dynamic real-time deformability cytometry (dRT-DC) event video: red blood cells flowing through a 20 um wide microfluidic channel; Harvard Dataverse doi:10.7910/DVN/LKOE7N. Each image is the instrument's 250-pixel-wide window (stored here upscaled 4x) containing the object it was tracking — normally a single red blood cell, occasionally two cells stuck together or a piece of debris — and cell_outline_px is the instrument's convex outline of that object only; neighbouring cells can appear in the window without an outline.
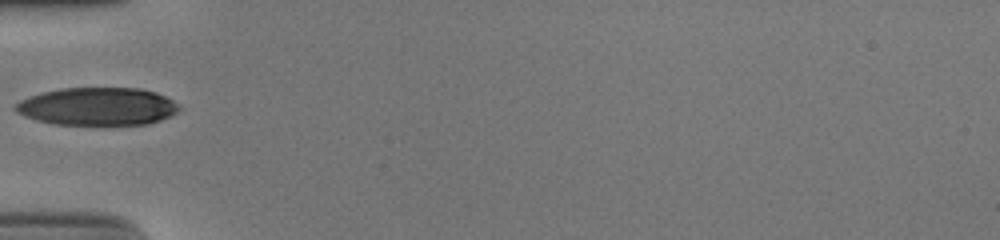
{"species": "human", "species_latin": "Homo sapiens", "temperature_condition": "cold", "stored_images_in_passage": 35, "camera_frame_rate_fps": 3000, "um_per_image_px": 0.085, "donor": {"sex": "male"}, "frame": {"image": 1, "passage_image": 1, "time_ms": 0.0, "image_size_px": [1000, 240], "cell_outline_px": [[180, 108], [176, 112], [160, 120], [148, 124], [56, 124], [36, 120], [24, 116], [16, 112], [12, 108], [20, 100], [28, 96], [60, 88], [140, 88], [156, 92], [172, 100]], "centroid_in_image_um": [8.24, 9.04], "position_along_channel_um": 76.8, "area_um2": 35.89}}
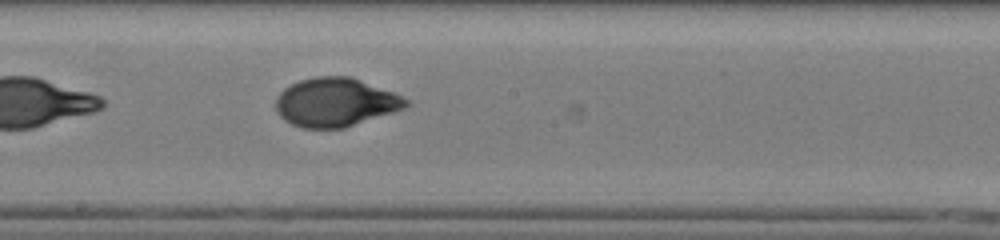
{"frame": {"image": 2, "passage_image": 12, "time_ms": 3.667, "image_size_px": [1000, 240], "cell_outline_px": [[412, 104], [404, 108], [344, 128], [300, 128], [284, 120], [276, 112], [276, 96], [284, 88], [300, 80], [316, 76], [348, 76], [392, 92], [408, 100]], "centroid_in_image_um": [28.47, 8.7], "position_along_channel_um": 219.7, "area_um2": 36.65}}
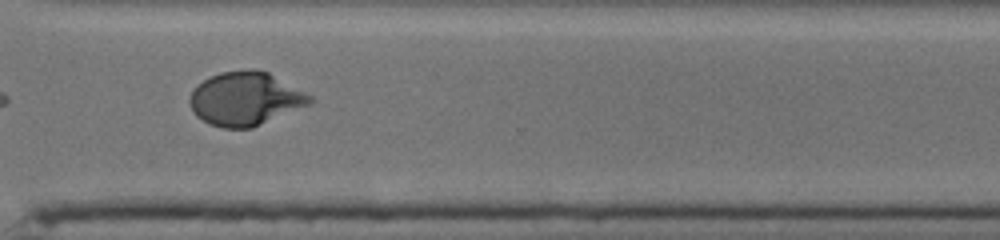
{"frame": {"image": 3, "passage_image": 22, "time_ms": 7.0, "image_size_px": [1000, 240], "cell_outline_px": [[316, 100], [312, 104], [252, 128], [224, 128], [212, 124], [196, 116], [188, 100], [196, 84], [220, 72], [248, 68], [268, 72], [312, 96]], "centroid_in_image_um": [20.88, 8.39], "position_along_channel_um": 349.7, "area_um2": 37.51}}